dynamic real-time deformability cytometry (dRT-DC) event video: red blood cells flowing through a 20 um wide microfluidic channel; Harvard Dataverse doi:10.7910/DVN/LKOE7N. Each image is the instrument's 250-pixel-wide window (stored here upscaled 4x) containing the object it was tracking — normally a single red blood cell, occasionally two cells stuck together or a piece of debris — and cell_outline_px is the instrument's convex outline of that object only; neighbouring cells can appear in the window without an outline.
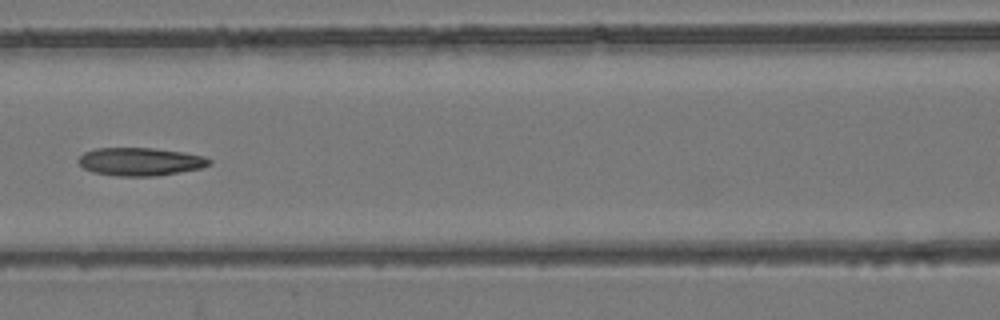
{"species": "common noctule bat (a hibernating species)", "species_latin": "Nyctalus noctula", "temperature_condition": "room temperature", "stored_images_in_passage": 4, "camera_frame_rate_fps": 3000, "um_per_image_px": 0.085, "animal": {"sex": "female", "body_mass_g": 24.6, "forearm_length_mm": 56.2}, "frame": {"image": 1, "passage_image": 4, "time_ms": 4.333, "image_size_px": [1000, 320], "cell_outline_px": [[212, 164], [200, 168], [180, 172], [156, 176], [116, 176], [92, 172], [84, 168], [76, 160], [84, 152], [96, 148], [152, 148], [184, 152], [204, 156], [212, 160]], "centroid_in_image_um": [11.92, 13.74], "position_along_channel_um": 154.7, "area_um2": 21.5}}